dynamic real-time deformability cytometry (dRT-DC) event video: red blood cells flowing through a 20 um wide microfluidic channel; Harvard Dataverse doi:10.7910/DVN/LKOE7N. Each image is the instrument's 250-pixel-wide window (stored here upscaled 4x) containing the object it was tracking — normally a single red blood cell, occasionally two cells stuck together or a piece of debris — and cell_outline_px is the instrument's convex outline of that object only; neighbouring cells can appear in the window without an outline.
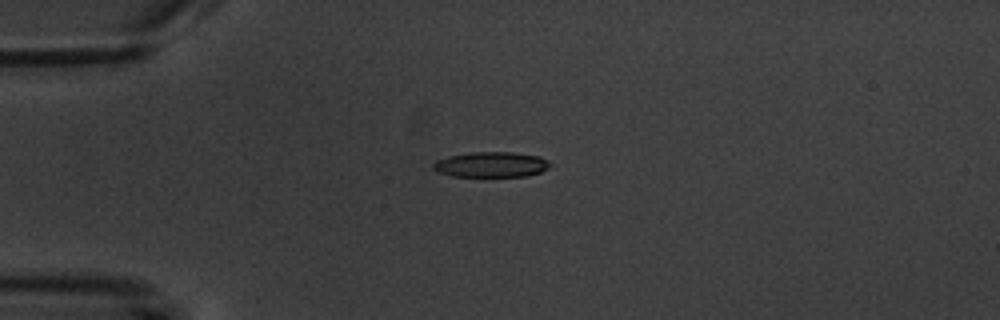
{"species": "common noctule bat (a hibernating species)", "species_latin": "Nyctalus noctula", "temperature_condition": "warm", "stored_images_in_passage": 6, "camera_frame_rate_fps": 3000, "um_per_image_px": 0.085, "animal": {"sex": "male", "body_mass_g": 20.1, "forearm_length_mm": 53.5}, "frame": {"image": 1, "passage_image": 5, "time_ms": 4.667, "image_size_px": [1000, 320], "cell_outline_px": [[552, 164], [548, 168], [540, 172], [524, 176], [452, 176], [436, 172], [432, 168], [432, 164], [436, 160], [448, 156], [472, 152], [512, 152], [540, 156], [548, 160]], "centroid_in_image_um": [41.73, 13.98], "position_along_channel_um": 43.3, "area_um2": 17.34}}